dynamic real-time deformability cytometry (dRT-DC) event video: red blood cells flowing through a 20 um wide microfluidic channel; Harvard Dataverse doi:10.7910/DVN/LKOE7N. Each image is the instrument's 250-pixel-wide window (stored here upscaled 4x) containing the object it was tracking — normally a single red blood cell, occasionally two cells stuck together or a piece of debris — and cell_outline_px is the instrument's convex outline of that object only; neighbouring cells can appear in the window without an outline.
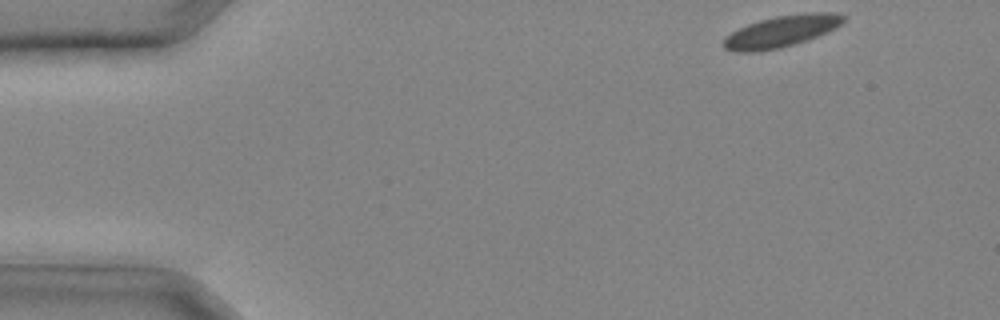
{"species": "common noctule bat (a hibernating species)", "species_latin": "Nyctalus noctula", "temperature_condition": "cold", "stored_images_in_passage": 27, "camera_frame_rate_fps": 3000, "um_per_image_px": 0.085, "animal": {"sex": "male", "body_mass_g": 20.4}, "frame": {"image": 1, "passage_image": 1, "time_ms": 0.0, "image_size_px": [1000, 320], "cell_outline_px": [[848, 16], [836, 28], [828, 32], [780, 48], [760, 52], [732, 52], [724, 48], [720, 44], [732, 32], [748, 24], [760, 20], [776, 16], [804, 12], [836, 12]], "centroid_in_image_um": [66.42, 2.66], "position_along_channel_um": 18.6, "area_um2": 22.14}}
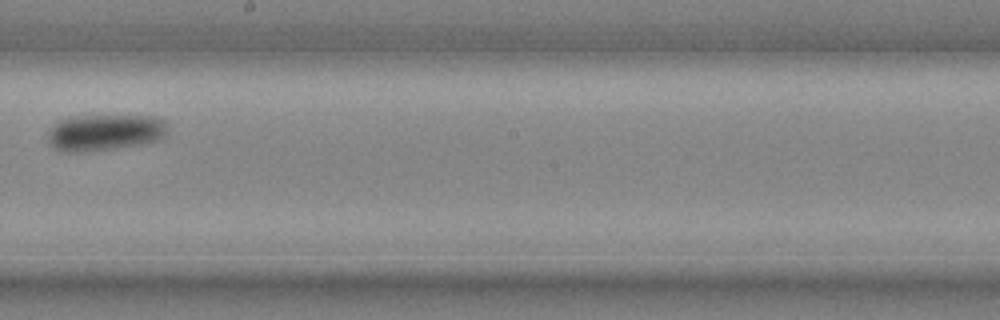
{"frame": {"image": 2, "passage_image": 17, "time_ms": 5.333, "image_size_px": [1000, 320], "cell_outline_px": [[164, 136], [160, 140], [140, 144], [116, 148], [88, 152], [60, 152], [52, 148], [48, 144], [48, 132], [60, 120], [76, 116], [152, 116], [164, 120]], "centroid_in_image_um": [8.84, 11.28], "position_along_channel_um": 239.4, "area_um2": 25.32}}
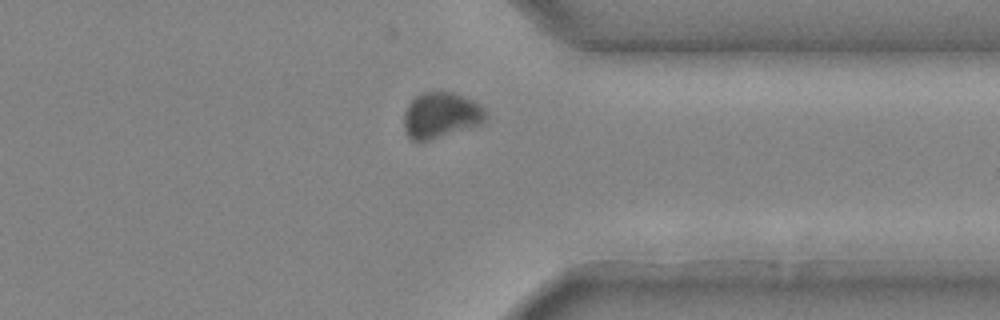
{"frame": {"image": 3, "passage_image": 24, "time_ms": 7.667, "image_size_px": [1000, 320], "cell_outline_px": [[488, 116], [480, 124], [424, 140], [412, 140], [408, 136], [404, 128], [404, 112], [408, 104], [416, 96], [424, 92], [452, 92], [472, 100], [480, 104], [488, 112]], "centroid_in_image_um": [37.48, 9.76], "position_along_channel_um": 373.9, "area_um2": 21.33}}